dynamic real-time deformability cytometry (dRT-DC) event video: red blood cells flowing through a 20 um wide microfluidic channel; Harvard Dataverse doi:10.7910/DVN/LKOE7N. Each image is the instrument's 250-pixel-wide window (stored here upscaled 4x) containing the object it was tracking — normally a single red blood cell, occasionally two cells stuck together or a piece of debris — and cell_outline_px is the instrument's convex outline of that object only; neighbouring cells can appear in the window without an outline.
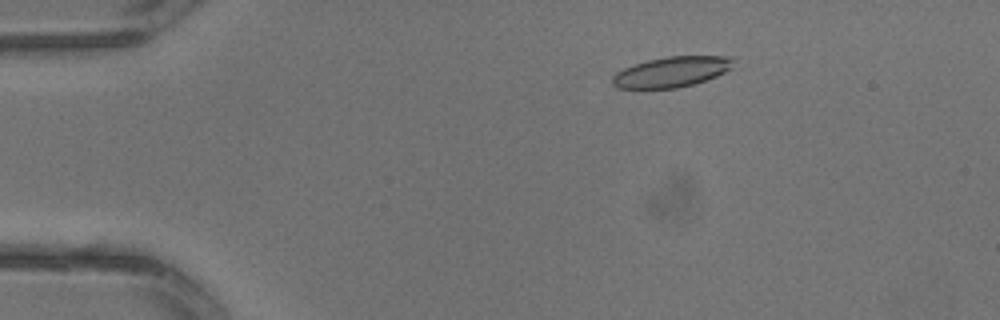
{"species": "common noctule bat (a hibernating species)", "species_latin": "Nyctalus noctula", "temperature_condition": "warm", "stored_images_in_passage": 3, "camera_frame_rate_fps": 3000, "um_per_image_px": 0.085, "animal": {"sex": "male", "body_mass_g": 13.3}, "frame": {"image": 1, "passage_image": 3, "time_ms": 0.667, "image_size_px": [1000, 320], "cell_outline_px": [[732, 68], [716, 76], [692, 84], [676, 88], [616, 88], [612, 84], [612, 76], [616, 72], [624, 68], [648, 60], [668, 56], [732, 56]], "centroid_in_image_um": [57.06, 6.11], "position_along_channel_um": 27.9, "area_um2": 21.21}}